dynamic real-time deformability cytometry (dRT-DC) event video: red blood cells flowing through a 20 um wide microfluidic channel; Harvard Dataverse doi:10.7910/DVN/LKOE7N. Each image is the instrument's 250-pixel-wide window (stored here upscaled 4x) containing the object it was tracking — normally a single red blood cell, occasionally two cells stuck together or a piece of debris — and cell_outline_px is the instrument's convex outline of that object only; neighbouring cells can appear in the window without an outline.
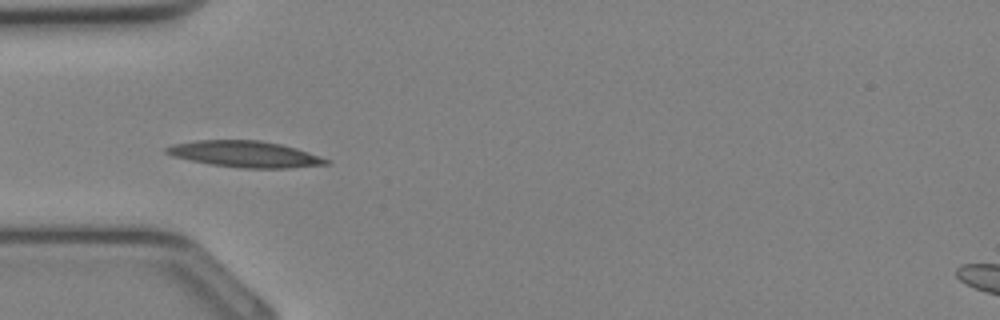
{"species": "Egyptian fruit bat (a non-hibernating species)", "species_latin": "Rousettus aegyptiacus", "temperature_condition": "cold", "stored_images_in_passage": 34, "camera_frame_rate_fps": 3000, "um_per_image_px": 0.085, "animal": {"sex": "female"}, "frame": {"image": 1, "passage_image": 10, "time_ms": 3.0, "image_size_px": [1000, 320], "cell_outline_px": [[332, 160], [328, 164], [288, 168], [244, 168], [212, 164], [172, 156], [164, 152], [164, 148], [172, 144], [196, 140], [260, 140], [280, 144], [296, 148]], "centroid_in_image_um": [20.83, 13.09], "position_along_channel_um": 64.2, "area_um2": 24.33}}
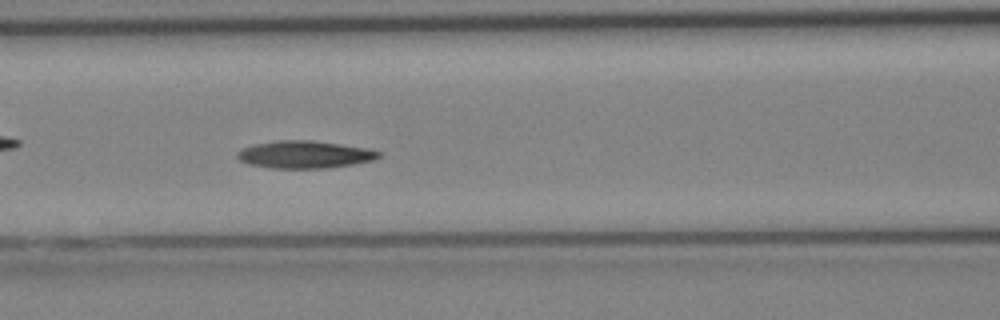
{"frame": {"image": 2, "passage_image": 14, "time_ms": 4.333, "image_size_px": [1000, 320], "cell_outline_px": [[384, 152], [380, 156], [372, 160], [352, 164], [324, 168], [268, 168], [248, 164], [240, 160], [236, 156], [236, 152], [252, 144], [276, 140], [312, 140], [368, 148]], "centroid_in_image_um": [25.87, 13.13], "position_along_channel_um": 140.7, "area_um2": 22.72}}
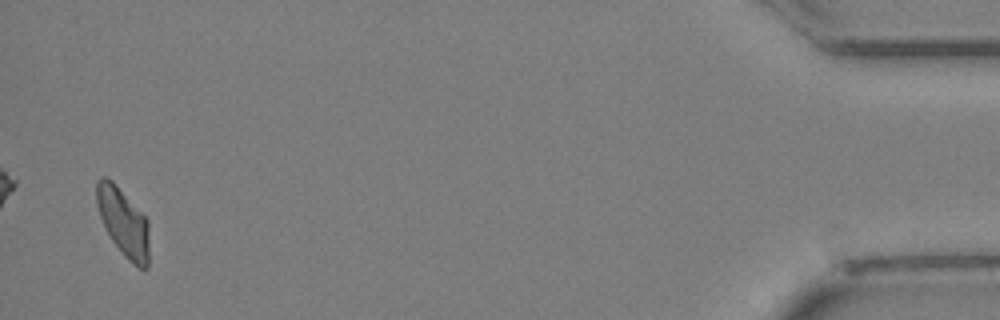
{"frame": {"image": 3, "passage_image": 33, "time_ms": 10.667, "image_size_px": [1000, 320], "cell_outline_px": [[148, 268], [140, 268], [132, 264], [124, 256], [112, 240], [100, 216], [96, 204], [96, 184], [100, 176], [108, 176], [112, 180], [148, 220]], "centroid_in_image_um": [10.47, 18.87], "position_along_channel_um": 424.7, "area_um2": 20.69}}